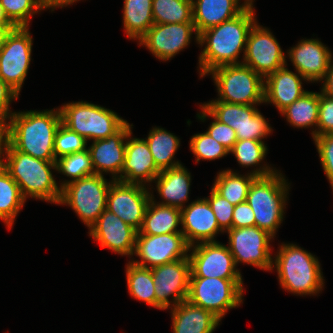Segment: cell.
<instances>
[{"label": "cell", "instance_id": "6da1fadb", "mask_svg": "<svg viewBox=\"0 0 333 333\" xmlns=\"http://www.w3.org/2000/svg\"><path fill=\"white\" fill-rule=\"evenodd\" d=\"M255 22L254 7L247 6L238 16L201 32L198 44L206 45L199 56L200 76L218 66L242 63L238 58L241 51L245 53L248 33Z\"/></svg>", "mask_w": 333, "mask_h": 333}, {"label": "cell", "instance_id": "7a4b0ae2", "mask_svg": "<svg viewBox=\"0 0 333 333\" xmlns=\"http://www.w3.org/2000/svg\"><path fill=\"white\" fill-rule=\"evenodd\" d=\"M61 122L59 108L13 112L6 123V140L17 151L45 161H56L54 137Z\"/></svg>", "mask_w": 333, "mask_h": 333}, {"label": "cell", "instance_id": "3957f363", "mask_svg": "<svg viewBox=\"0 0 333 333\" xmlns=\"http://www.w3.org/2000/svg\"><path fill=\"white\" fill-rule=\"evenodd\" d=\"M0 164L19 185L25 199L30 196L50 203H59L61 187H58L51 171L57 170L56 161H45L17 151L5 140Z\"/></svg>", "mask_w": 333, "mask_h": 333}, {"label": "cell", "instance_id": "277c9868", "mask_svg": "<svg viewBox=\"0 0 333 333\" xmlns=\"http://www.w3.org/2000/svg\"><path fill=\"white\" fill-rule=\"evenodd\" d=\"M272 265L284 290L298 295H315L324 286L318 259L295 244H282Z\"/></svg>", "mask_w": 333, "mask_h": 333}, {"label": "cell", "instance_id": "5b68a950", "mask_svg": "<svg viewBox=\"0 0 333 333\" xmlns=\"http://www.w3.org/2000/svg\"><path fill=\"white\" fill-rule=\"evenodd\" d=\"M286 179L278 171L265 177H256L251 183L246 202L255 216V225L273 237L283 221L288 189Z\"/></svg>", "mask_w": 333, "mask_h": 333}, {"label": "cell", "instance_id": "8992f818", "mask_svg": "<svg viewBox=\"0 0 333 333\" xmlns=\"http://www.w3.org/2000/svg\"><path fill=\"white\" fill-rule=\"evenodd\" d=\"M209 73L217 86V100L243 105L264 103V78L247 65H222Z\"/></svg>", "mask_w": 333, "mask_h": 333}, {"label": "cell", "instance_id": "52a82bcc", "mask_svg": "<svg viewBox=\"0 0 333 333\" xmlns=\"http://www.w3.org/2000/svg\"><path fill=\"white\" fill-rule=\"evenodd\" d=\"M62 123L88 140L113 136L127 121L115 112L89 102H72L60 108Z\"/></svg>", "mask_w": 333, "mask_h": 333}, {"label": "cell", "instance_id": "ba28073f", "mask_svg": "<svg viewBox=\"0 0 333 333\" xmlns=\"http://www.w3.org/2000/svg\"><path fill=\"white\" fill-rule=\"evenodd\" d=\"M104 175L93 174L67 183L61 188L58 204L69 205L89 228L107 208L111 186Z\"/></svg>", "mask_w": 333, "mask_h": 333}, {"label": "cell", "instance_id": "9c48e42d", "mask_svg": "<svg viewBox=\"0 0 333 333\" xmlns=\"http://www.w3.org/2000/svg\"><path fill=\"white\" fill-rule=\"evenodd\" d=\"M243 288L242 279L190 278L187 301L222 320L229 309L243 303Z\"/></svg>", "mask_w": 333, "mask_h": 333}, {"label": "cell", "instance_id": "30bf717a", "mask_svg": "<svg viewBox=\"0 0 333 333\" xmlns=\"http://www.w3.org/2000/svg\"><path fill=\"white\" fill-rule=\"evenodd\" d=\"M202 106L219 122L235 130L237 140L262 141L273 131L256 105H243L212 100Z\"/></svg>", "mask_w": 333, "mask_h": 333}, {"label": "cell", "instance_id": "8fae6325", "mask_svg": "<svg viewBox=\"0 0 333 333\" xmlns=\"http://www.w3.org/2000/svg\"><path fill=\"white\" fill-rule=\"evenodd\" d=\"M29 27H14L0 50V78L18 94L25 81L32 53Z\"/></svg>", "mask_w": 333, "mask_h": 333}, {"label": "cell", "instance_id": "7c38bea8", "mask_svg": "<svg viewBox=\"0 0 333 333\" xmlns=\"http://www.w3.org/2000/svg\"><path fill=\"white\" fill-rule=\"evenodd\" d=\"M188 251H191L190 245L182 232L161 235L137 234L134 254L141 261L131 262L139 267L151 269L182 258H189Z\"/></svg>", "mask_w": 333, "mask_h": 333}, {"label": "cell", "instance_id": "4fadbf2b", "mask_svg": "<svg viewBox=\"0 0 333 333\" xmlns=\"http://www.w3.org/2000/svg\"><path fill=\"white\" fill-rule=\"evenodd\" d=\"M229 236L228 249L234 257L235 264L243 262L261 270L271 271L272 255L269 247L274 237L267 231L255 226L231 228L226 231Z\"/></svg>", "mask_w": 333, "mask_h": 333}, {"label": "cell", "instance_id": "5bb4252c", "mask_svg": "<svg viewBox=\"0 0 333 333\" xmlns=\"http://www.w3.org/2000/svg\"><path fill=\"white\" fill-rule=\"evenodd\" d=\"M190 249V278L243 279L226 245L217 241L201 242Z\"/></svg>", "mask_w": 333, "mask_h": 333}, {"label": "cell", "instance_id": "9a60e30c", "mask_svg": "<svg viewBox=\"0 0 333 333\" xmlns=\"http://www.w3.org/2000/svg\"><path fill=\"white\" fill-rule=\"evenodd\" d=\"M243 56L242 63L263 78L287 65L286 56L276 38L269 29L258 25L257 21L248 33Z\"/></svg>", "mask_w": 333, "mask_h": 333}, {"label": "cell", "instance_id": "2e32d148", "mask_svg": "<svg viewBox=\"0 0 333 333\" xmlns=\"http://www.w3.org/2000/svg\"><path fill=\"white\" fill-rule=\"evenodd\" d=\"M156 295V308L166 310L187 300L191 275L189 258L151 268ZM170 301L168 298H170ZM173 303V304H170Z\"/></svg>", "mask_w": 333, "mask_h": 333}, {"label": "cell", "instance_id": "e0dca14e", "mask_svg": "<svg viewBox=\"0 0 333 333\" xmlns=\"http://www.w3.org/2000/svg\"><path fill=\"white\" fill-rule=\"evenodd\" d=\"M147 189L145 185L114 180L108 192L106 209L139 231L151 200Z\"/></svg>", "mask_w": 333, "mask_h": 333}, {"label": "cell", "instance_id": "ac0fdd59", "mask_svg": "<svg viewBox=\"0 0 333 333\" xmlns=\"http://www.w3.org/2000/svg\"><path fill=\"white\" fill-rule=\"evenodd\" d=\"M193 32L199 43L194 23L154 24L139 44L147 47L156 58L167 61L190 44Z\"/></svg>", "mask_w": 333, "mask_h": 333}, {"label": "cell", "instance_id": "d6986e66", "mask_svg": "<svg viewBox=\"0 0 333 333\" xmlns=\"http://www.w3.org/2000/svg\"><path fill=\"white\" fill-rule=\"evenodd\" d=\"M89 229V235L100 243L101 248H109L122 256H133L138 231L109 210L105 209Z\"/></svg>", "mask_w": 333, "mask_h": 333}, {"label": "cell", "instance_id": "ffe728a7", "mask_svg": "<svg viewBox=\"0 0 333 333\" xmlns=\"http://www.w3.org/2000/svg\"><path fill=\"white\" fill-rule=\"evenodd\" d=\"M131 126L133 125L127 122L113 136L94 140L92 145L87 148L91 155L95 174L103 175L110 172L113 175V180L121 181L127 136L132 131Z\"/></svg>", "mask_w": 333, "mask_h": 333}, {"label": "cell", "instance_id": "44dd1931", "mask_svg": "<svg viewBox=\"0 0 333 333\" xmlns=\"http://www.w3.org/2000/svg\"><path fill=\"white\" fill-rule=\"evenodd\" d=\"M181 226L183 236L190 246L201 242H216V234L223 232L206 198L197 199L181 209Z\"/></svg>", "mask_w": 333, "mask_h": 333}, {"label": "cell", "instance_id": "7402d4cb", "mask_svg": "<svg viewBox=\"0 0 333 333\" xmlns=\"http://www.w3.org/2000/svg\"><path fill=\"white\" fill-rule=\"evenodd\" d=\"M288 56L296 72L309 82L323 80L332 60L331 51L318 39L301 40Z\"/></svg>", "mask_w": 333, "mask_h": 333}, {"label": "cell", "instance_id": "603a6c76", "mask_svg": "<svg viewBox=\"0 0 333 333\" xmlns=\"http://www.w3.org/2000/svg\"><path fill=\"white\" fill-rule=\"evenodd\" d=\"M131 135L132 131L127 136L121 182L146 185V182L154 181L160 171L146 140L132 138Z\"/></svg>", "mask_w": 333, "mask_h": 333}, {"label": "cell", "instance_id": "cb8c5ba5", "mask_svg": "<svg viewBox=\"0 0 333 333\" xmlns=\"http://www.w3.org/2000/svg\"><path fill=\"white\" fill-rule=\"evenodd\" d=\"M306 79L294 73L286 65L269 74L264 79V103H273L281 112L305 92L302 81Z\"/></svg>", "mask_w": 333, "mask_h": 333}, {"label": "cell", "instance_id": "d4e9b609", "mask_svg": "<svg viewBox=\"0 0 333 333\" xmlns=\"http://www.w3.org/2000/svg\"><path fill=\"white\" fill-rule=\"evenodd\" d=\"M193 23L199 35L204 30L238 16L246 7L239 0H192Z\"/></svg>", "mask_w": 333, "mask_h": 333}, {"label": "cell", "instance_id": "484cf974", "mask_svg": "<svg viewBox=\"0 0 333 333\" xmlns=\"http://www.w3.org/2000/svg\"><path fill=\"white\" fill-rule=\"evenodd\" d=\"M171 309L173 333H212L221 321L212 312L187 300Z\"/></svg>", "mask_w": 333, "mask_h": 333}, {"label": "cell", "instance_id": "4316f807", "mask_svg": "<svg viewBox=\"0 0 333 333\" xmlns=\"http://www.w3.org/2000/svg\"><path fill=\"white\" fill-rule=\"evenodd\" d=\"M154 181L159 195L164 200L157 204L184 208V203L189 197L191 175L183 165L160 171Z\"/></svg>", "mask_w": 333, "mask_h": 333}, {"label": "cell", "instance_id": "83f0119b", "mask_svg": "<svg viewBox=\"0 0 333 333\" xmlns=\"http://www.w3.org/2000/svg\"><path fill=\"white\" fill-rule=\"evenodd\" d=\"M275 172L268 165L256 168L246 176L229 169L223 170L215 178L212 188L231 204L238 205L246 201L249 187L256 177L269 176Z\"/></svg>", "mask_w": 333, "mask_h": 333}, {"label": "cell", "instance_id": "f1b7e54d", "mask_svg": "<svg viewBox=\"0 0 333 333\" xmlns=\"http://www.w3.org/2000/svg\"><path fill=\"white\" fill-rule=\"evenodd\" d=\"M179 225H181V209L157 204L151 194L142 227L137 234L161 235L182 232L181 229H177Z\"/></svg>", "mask_w": 333, "mask_h": 333}, {"label": "cell", "instance_id": "f546056e", "mask_svg": "<svg viewBox=\"0 0 333 333\" xmlns=\"http://www.w3.org/2000/svg\"><path fill=\"white\" fill-rule=\"evenodd\" d=\"M145 140L159 171L182 165L179 161L173 160L175 152L180 146V139L173 133L163 128L154 127Z\"/></svg>", "mask_w": 333, "mask_h": 333}, {"label": "cell", "instance_id": "4dcf8cb0", "mask_svg": "<svg viewBox=\"0 0 333 333\" xmlns=\"http://www.w3.org/2000/svg\"><path fill=\"white\" fill-rule=\"evenodd\" d=\"M153 0H124L123 24L130 39L140 40L154 25Z\"/></svg>", "mask_w": 333, "mask_h": 333}, {"label": "cell", "instance_id": "1f68e13d", "mask_svg": "<svg viewBox=\"0 0 333 333\" xmlns=\"http://www.w3.org/2000/svg\"><path fill=\"white\" fill-rule=\"evenodd\" d=\"M26 199L19 185L0 164V219L12 228L14 220L23 207Z\"/></svg>", "mask_w": 333, "mask_h": 333}, {"label": "cell", "instance_id": "d6a6232c", "mask_svg": "<svg viewBox=\"0 0 333 333\" xmlns=\"http://www.w3.org/2000/svg\"><path fill=\"white\" fill-rule=\"evenodd\" d=\"M294 127L307 128L317 127L319 114V93L305 92L280 112Z\"/></svg>", "mask_w": 333, "mask_h": 333}, {"label": "cell", "instance_id": "836d02e7", "mask_svg": "<svg viewBox=\"0 0 333 333\" xmlns=\"http://www.w3.org/2000/svg\"><path fill=\"white\" fill-rule=\"evenodd\" d=\"M126 277L129 294L156 308L155 286L151 269L139 267L129 261L126 265Z\"/></svg>", "mask_w": 333, "mask_h": 333}, {"label": "cell", "instance_id": "e575fe53", "mask_svg": "<svg viewBox=\"0 0 333 333\" xmlns=\"http://www.w3.org/2000/svg\"><path fill=\"white\" fill-rule=\"evenodd\" d=\"M154 24L193 23L192 0H153Z\"/></svg>", "mask_w": 333, "mask_h": 333}, {"label": "cell", "instance_id": "d590c367", "mask_svg": "<svg viewBox=\"0 0 333 333\" xmlns=\"http://www.w3.org/2000/svg\"><path fill=\"white\" fill-rule=\"evenodd\" d=\"M57 171L71 178L61 183L62 188L67 183L95 174L91 155L88 149L63 156L56 160Z\"/></svg>", "mask_w": 333, "mask_h": 333}, {"label": "cell", "instance_id": "8d00e7d4", "mask_svg": "<svg viewBox=\"0 0 333 333\" xmlns=\"http://www.w3.org/2000/svg\"><path fill=\"white\" fill-rule=\"evenodd\" d=\"M0 4L14 27H29L32 15L42 10L39 0H0Z\"/></svg>", "mask_w": 333, "mask_h": 333}, {"label": "cell", "instance_id": "74e56055", "mask_svg": "<svg viewBox=\"0 0 333 333\" xmlns=\"http://www.w3.org/2000/svg\"><path fill=\"white\" fill-rule=\"evenodd\" d=\"M235 155L236 160L242 167L256 166L264 160L267 146L264 141L246 139L237 140L229 154Z\"/></svg>", "mask_w": 333, "mask_h": 333}, {"label": "cell", "instance_id": "f35d334b", "mask_svg": "<svg viewBox=\"0 0 333 333\" xmlns=\"http://www.w3.org/2000/svg\"><path fill=\"white\" fill-rule=\"evenodd\" d=\"M87 140L70 130L62 122L57 128L54 137V155L55 159L63 156L86 150Z\"/></svg>", "mask_w": 333, "mask_h": 333}, {"label": "cell", "instance_id": "ab89813d", "mask_svg": "<svg viewBox=\"0 0 333 333\" xmlns=\"http://www.w3.org/2000/svg\"><path fill=\"white\" fill-rule=\"evenodd\" d=\"M190 150L196 156V162L203 160L220 159L229 151L207 132L197 133L190 139Z\"/></svg>", "mask_w": 333, "mask_h": 333}, {"label": "cell", "instance_id": "60d3db41", "mask_svg": "<svg viewBox=\"0 0 333 333\" xmlns=\"http://www.w3.org/2000/svg\"><path fill=\"white\" fill-rule=\"evenodd\" d=\"M201 113L197 117L202 121L206 120V117H211L214 121L210 124L206 131L212 138L222 144L228 151H230L233 145L237 141L235 130L227 124H223L216 120L202 105L200 106Z\"/></svg>", "mask_w": 333, "mask_h": 333}, {"label": "cell", "instance_id": "b9f144b4", "mask_svg": "<svg viewBox=\"0 0 333 333\" xmlns=\"http://www.w3.org/2000/svg\"><path fill=\"white\" fill-rule=\"evenodd\" d=\"M206 199L209 202L211 209L213 210V213L215 214L219 228L223 232H226L229 229H231L233 210L235 208V205L228 202L213 188L211 190V194Z\"/></svg>", "mask_w": 333, "mask_h": 333}, {"label": "cell", "instance_id": "7bdbcfd3", "mask_svg": "<svg viewBox=\"0 0 333 333\" xmlns=\"http://www.w3.org/2000/svg\"><path fill=\"white\" fill-rule=\"evenodd\" d=\"M322 168L333 189V133H327L313 138Z\"/></svg>", "mask_w": 333, "mask_h": 333}, {"label": "cell", "instance_id": "ee69618b", "mask_svg": "<svg viewBox=\"0 0 333 333\" xmlns=\"http://www.w3.org/2000/svg\"><path fill=\"white\" fill-rule=\"evenodd\" d=\"M333 133V98L319 93V114L317 129L312 131V137Z\"/></svg>", "mask_w": 333, "mask_h": 333}, {"label": "cell", "instance_id": "f6af8a7d", "mask_svg": "<svg viewBox=\"0 0 333 333\" xmlns=\"http://www.w3.org/2000/svg\"><path fill=\"white\" fill-rule=\"evenodd\" d=\"M255 226V216L250 205L245 201L235 205L233 210L232 228Z\"/></svg>", "mask_w": 333, "mask_h": 333}, {"label": "cell", "instance_id": "bcb514c9", "mask_svg": "<svg viewBox=\"0 0 333 333\" xmlns=\"http://www.w3.org/2000/svg\"><path fill=\"white\" fill-rule=\"evenodd\" d=\"M19 94L0 78V119L7 123L13 114L9 109L12 100L18 98Z\"/></svg>", "mask_w": 333, "mask_h": 333}, {"label": "cell", "instance_id": "7dc6e473", "mask_svg": "<svg viewBox=\"0 0 333 333\" xmlns=\"http://www.w3.org/2000/svg\"><path fill=\"white\" fill-rule=\"evenodd\" d=\"M321 92L333 98V60H331L327 73L325 74Z\"/></svg>", "mask_w": 333, "mask_h": 333}, {"label": "cell", "instance_id": "c3c4849f", "mask_svg": "<svg viewBox=\"0 0 333 333\" xmlns=\"http://www.w3.org/2000/svg\"><path fill=\"white\" fill-rule=\"evenodd\" d=\"M76 1H78V0H39V3H40L42 10L44 8L45 9L51 8L53 11L56 7L63 8L64 6H68Z\"/></svg>", "mask_w": 333, "mask_h": 333}, {"label": "cell", "instance_id": "681fc988", "mask_svg": "<svg viewBox=\"0 0 333 333\" xmlns=\"http://www.w3.org/2000/svg\"><path fill=\"white\" fill-rule=\"evenodd\" d=\"M13 28L14 26L12 24H0V50L3 48L7 36Z\"/></svg>", "mask_w": 333, "mask_h": 333}, {"label": "cell", "instance_id": "f907efd6", "mask_svg": "<svg viewBox=\"0 0 333 333\" xmlns=\"http://www.w3.org/2000/svg\"><path fill=\"white\" fill-rule=\"evenodd\" d=\"M6 140V123L0 119V155Z\"/></svg>", "mask_w": 333, "mask_h": 333}, {"label": "cell", "instance_id": "816d5d0a", "mask_svg": "<svg viewBox=\"0 0 333 333\" xmlns=\"http://www.w3.org/2000/svg\"><path fill=\"white\" fill-rule=\"evenodd\" d=\"M0 24H11L7 19V17L5 16L1 4H0Z\"/></svg>", "mask_w": 333, "mask_h": 333}, {"label": "cell", "instance_id": "f5cc1de1", "mask_svg": "<svg viewBox=\"0 0 333 333\" xmlns=\"http://www.w3.org/2000/svg\"><path fill=\"white\" fill-rule=\"evenodd\" d=\"M253 0H245L244 4H246L248 7H253Z\"/></svg>", "mask_w": 333, "mask_h": 333}]
</instances>
